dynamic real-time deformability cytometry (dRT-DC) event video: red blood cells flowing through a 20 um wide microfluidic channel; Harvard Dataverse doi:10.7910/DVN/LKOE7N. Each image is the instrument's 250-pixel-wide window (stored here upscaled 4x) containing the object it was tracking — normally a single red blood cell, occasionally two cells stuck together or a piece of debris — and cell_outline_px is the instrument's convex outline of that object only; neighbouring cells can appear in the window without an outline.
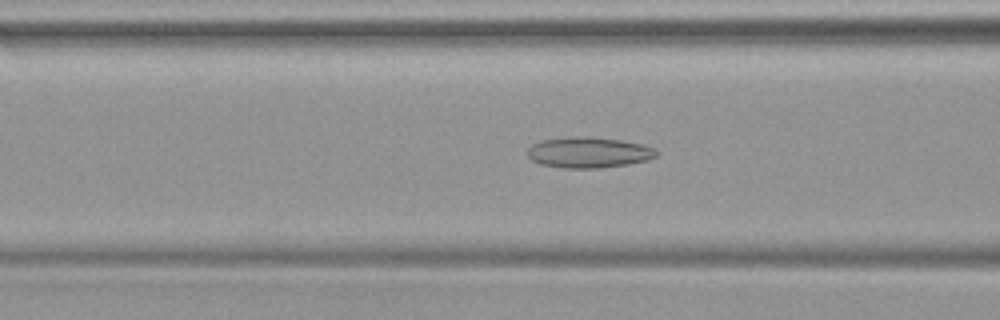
{"species": "common noctule bat (a hibernating species)", "species_latin": "Nyctalus noctula", "temperature_condition": "warm", "stored_images_in_passage": 47, "camera_frame_rate_fps": 3000, "um_per_image_px": 0.085, "animal": {"sex": "female", "body_mass_g": 19.9}, "frame": {"image": 1, "passage_image": 18, "time_ms": 5.667, "image_size_px": [1000, 320], "cell_outline_px": [[660, 152], [656, 156], [648, 160], [628, 164], [600, 168], [564, 168], [540, 164], [532, 160], [528, 156], [528, 148], [532, 144], [540, 140], [568, 136], [592, 136], [620, 140], [644, 144], [656, 148]], "centroid_in_image_um": [50.06, 12.94], "position_along_channel_um": 116.5, "area_um2": 23.52}}
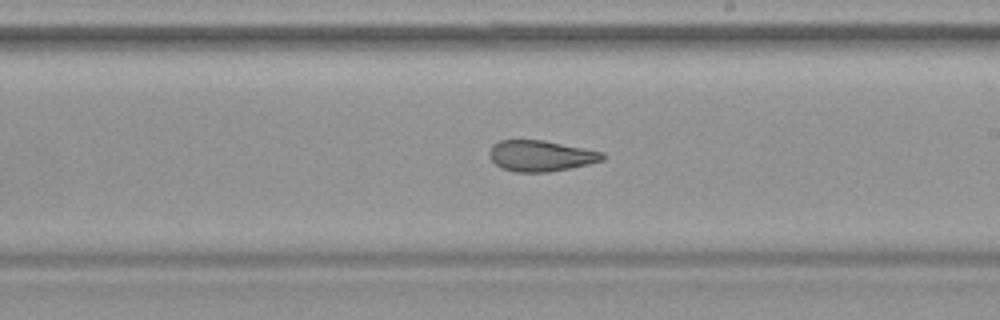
{"frame": {"image": 2, "passage_image": 27, "time_ms": 8.667, "image_size_px": [1000, 320], "cell_outline_px": [[604, 160], [588, 164], [548, 172], [516, 172], [500, 168], [488, 156], [488, 152], [492, 144], [500, 140], [544, 140], [604, 152]], "centroid_in_image_um": [45.93, 13.24], "position_along_channel_um": 243.1, "area_um2": 20.46}}
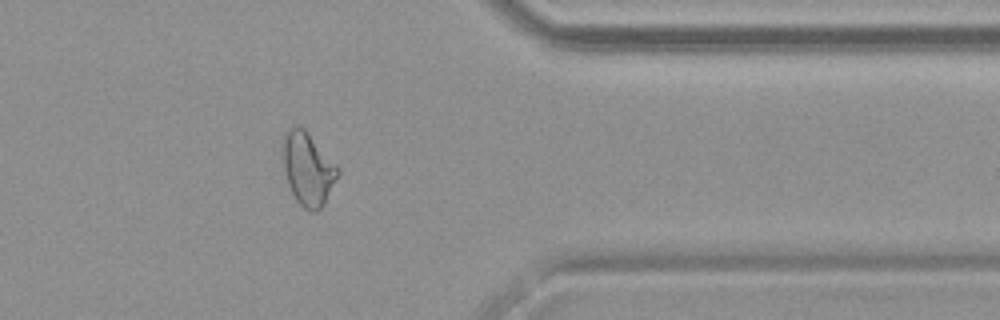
{"frame": {"image": 3, "passage_image": 38, "time_ms": 12.333, "image_size_px": [1000, 320], "cell_outline_px": [[340, 172], [324, 204], [316, 212], [312, 212], [304, 208], [296, 200], [288, 184], [284, 168], [280, 148], [280, 140], [284, 132], [292, 128], [304, 128], [340, 168]], "centroid_in_image_um": [26.14, 14.34], "position_along_channel_um": 385.3, "area_um2": 23.52}}